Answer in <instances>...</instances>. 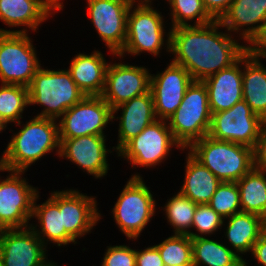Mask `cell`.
I'll return each mask as SVG.
<instances>
[{"instance_id": "12", "label": "cell", "mask_w": 266, "mask_h": 266, "mask_svg": "<svg viewBox=\"0 0 266 266\" xmlns=\"http://www.w3.org/2000/svg\"><path fill=\"white\" fill-rule=\"evenodd\" d=\"M59 138L105 135L112 120V109L101 96H85L58 120Z\"/></svg>"}, {"instance_id": "4", "label": "cell", "mask_w": 266, "mask_h": 266, "mask_svg": "<svg viewBox=\"0 0 266 266\" xmlns=\"http://www.w3.org/2000/svg\"><path fill=\"white\" fill-rule=\"evenodd\" d=\"M28 91L29 106L43 107L36 116L55 120L85 97L67 69L50 70L43 66L33 76Z\"/></svg>"}, {"instance_id": "21", "label": "cell", "mask_w": 266, "mask_h": 266, "mask_svg": "<svg viewBox=\"0 0 266 266\" xmlns=\"http://www.w3.org/2000/svg\"><path fill=\"white\" fill-rule=\"evenodd\" d=\"M211 113L232 108L243 99L242 57L232 66L203 80Z\"/></svg>"}, {"instance_id": "16", "label": "cell", "mask_w": 266, "mask_h": 266, "mask_svg": "<svg viewBox=\"0 0 266 266\" xmlns=\"http://www.w3.org/2000/svg\"><path fill=\"white\" fill-rule=\"evenodd\" d=\"M60 139V159H67L76 164L83 172L96 179L105 177L109 170L107 154L112 149L106 148V135H87L77 138Z\"/></svg>"}, {"instance_id": "44", "label": "cell", "mask_w": 266, "mask_h": 266, "mask_svg": "<svg viewBox=\"0 0 266 266\" xmlns=\"http://www.w3.org/2000/svg\"><path fill=\"white\" fill-rule=\"evenodd\" d=\"M147 3H149V4H153V0H145ZM167 1V3L170 5L171 4V2L173 1V0H166Z\"/></svg>"}, {"instance_id": "34", "label": "cell", "mask_w": 266, "mask_h": 266, "mask_svg": "<svg viewBox=\"0 0 266 266\" xmlns=\"http://www.w3.org/2000/svg\"><path fill=\"white\" fill-rule=\"evenodd\" d=\"M208 205L223 219L242 212L237 183L221 182Z\"/></svg>"}, {"instance_id": "37", "label": "cell", "mask_w": 266, "mask_h": 266, "mask_svg": "<svg viewBox=\"0 0 266 266\" xmlns=\"http://www.w3.org/2000/svg\"><path fill=\"white\" fill-rule=\"evenodd\" d=\"M247 44L246 52L251 57L259 59L262 55H266V21Z\"/></svg>"}, {"instance_id": "35", "label": "cell", "mask_w": 266, "mask_h": 266, "mask_svg": "<svg viewBox=\"0 0 266 266\" xmlns=\"http://www.w3.org/2000/svg\"><path fill=\"white\" fill-rule=\"evenodd\" d=\"M223 220L208 204H197L191 227L192 230L196 229V232L191 233V238L207 237V235L210 237L222 229Z\"/></svg>"}, {"instance_id": "18", "label": "cell", "mask_w": 266, "mask_h": 266, "mask_svg": "<svg viewBox=\"0 0 266 266\" xmlns=\"http://www.w3.org/2000/svg\"><path fill=\"white\" fill-rule=\"evenodd\" d=\"M96 198L77 189L59 191V211H62L63 226L76 242L78 238L91 233L102 217Z\"/></svg>"}, {"instance_id": "40", "label": "cell", "mask_w": 266, "mask_h": 266, "mask_svg": "<svg viewBox=\"0 0 266 266\" xmlns=\"http://www.w3.org/2000/svg\"><path fill=\"white\" fill-rule=\"evenodd\" d=\"M208 13L215 19L219 20L228 10L233 0H202Z\"/></svg>"}, {"instance_id": "23", "label": "cell", "mask_w": 266, "mask_h": 266, "mask_svg": "<svg viewBox=\"0 0 266 266\" xmlns=\"http://www.w3.org/2000/svg\"><path fill=\"white\" fill-rule=\"evenodd\" d=\"M52 15L42 0H0V20L10 28L25 27L21 30L0 28V33H28L30 30L37 33L42 22L53 18Z\"/></svg>"}, {"instance_id": "30", "label": "cell", "mask_w": 266, "mask_h": 266, "mask_svg": "<svg viewBox=\"0 0 266 266\" xmlns=\"http://www.w3.org/2000/svg\"><path fill=\"white\" fill-rule=\"evenodd\" d=\"M0 120L6 124L21 126L22 114L29 106L28 87L0 84Z\"/></svg>"}, {"instance_id": "29", "label": "cell", "mask_w": 266, "mask_h": 266, "mask_svg": "<svg viewBox=\"0 0 266 266\" xmlns=\"http://www.w3.org/2000/svg\"><path fill=\"white\" fill-rule=\"evenodd\" d=\"M241 211L266 218V172L253 168L237 182Z\"/></svg>"}, {"instance_id": "28", "label": "cell", "mask_w": 266, "mask_h": 266, "mask_svg": "<svg viewBox=\"0 0 266 266\" xmlns=\"http://www.w3.org/2000/svg\"><path fill=\"white\" fill-rule=\"evenodd\" d=\"M194 266H247L228 245L208 237L191 238Z\"/></svg>"}, {"instance_id": "31", "label": "cell", "mask_w": 266, "mask_h": 266, "mask_svg": "<svg viewBox=\"0 0 266 266\" xmlns=\"http://www.w3.org/2000/svg\"><path fill=\"white\" fill-rule=\"evenodd\" d=\"M161 208L165 212L167 223L174 229L173 234L188 235L191 238L197 204L178 191Z\"/></svg>"}, {"instance_id": "25", "label": "cell", "mask_w": 266, "mask_h": 266, "mask_svg": "<svg viewBox=\"0 0 266 266\" xmlns=\"http://www.w3.org/2000/svg\"><path fill=\"white\" fill-rule=\"evenodd\" d=\"M227 222V224H226ZM229 248L243 260V254L252 252L264 230V219L256 214L240 212L223 220Z\"/></svg>"}, {"instance_id": "43", "label": "cell", "mask_w": 266, "mask_h": 266, "mask_svg": "<svg viewBox=\"0 0 266 266\" xmlns=\"http://www.w3.org/2000/svg\"><path fill=\"white\" fill-rule=\"evenodd\" d=\"M7 128L6 124L3 123L1 120H0V133L5 131Z\"/></svg>"}, {"instance_id": "33", "label": "cell", "mask_w": 266, "mask_h": 266, "mask_svg": "<svg viewBox=\"0 0 266 266\" xmlns=\"http://www.w3.org/2000/svg\"><path fill=\"white\" fill-rule=\"evenodd\" d=\"M155 246L164 266H194L192 243L188 235L173 234Z\"/></svg>"}, {"instance_id": "1", "label": "cell", "mask_w": 266, "mask_h": 266, "mask_svg": "<svg viewBox=\"0 0 266 266\" xmlns=\"http://www.w3.org/2000/svg\"><path fill=\"white\" fill-rule=\"evenodd\" d=\"M220 28L224 29L218 20L171 28L170 61L184 67L193 81H203L232 66L246 53V44L240 45V39Z\"/></svg>"}, {"instance_id": "22", "label": "cell", "mask_w": 266, "mask_h": 266, "mask_svg": "<svg viewBox=\"0 0 266 266\" xmlns=\"http://www.w3.org/2000/svg\"><path fill=\"white\" fill-rule=\"evenodd\" d=\"M218 21L231 34H239L236 37L248 43L266 21V0H233Z\"/></svg>"}, {"instance_id": "17", "label": "cell", "mask_w": 266, "mask_h": 266, "mask_svg": "<svg viewBox=\"0 0 266 266\" xmlns=\"http://www.w3.org/2000/svg\"><path fill=\"white\" fill-rule=\"evenodd\" d=\"M192 82L189 72L173 62L163 71L151 74L150 91L157 119L167 120L176 111Z\"/></svg>"}, {"instance_id": "2", "label": "cell", "mask_w": 266, "mask_h": 266, "mask_svg": "<svg viewBox=\"0 0 266 266\" xmlns=\"http://www.w3.org/2000/svg\"><path fill=\"white\" fill-rule=\"evenodd\" d=\"M22 126L18 133H13L10 137V142L0 157V167L5 170L26 172L33 163L41 160L49 152L54 151L59 156L57 120L34 116Z\"/></svg>"}, {"instance_id": "10", "label": "cell", "mask_w": 266, "mask_h": 266, "mask_svg": "<svg viewBox=\"0 0 266 266\" xmlns=\"http://www.w3.org/2000/svg\"><path fill=\"white\" fill-rule=\"evenodd\" d=\"M0 172L9 173L5 179L0 175V230L29 227L38 187L28 184L25 171L0 167Z\"/></svg>"}, {"instance_id": "45", "label": "cell", "mask_w": 266, "mask_h": 266, "mask_svg": "<svg viewBox=\"0 0 266 266\" xmlns=\"http://www.w3.org/2000/svg\"><path fill=\"white\" fill-rule=\"evenodd\" d=\"M58 263L53 262V260L46 266H58ZM60 266V265H59Z\"/></svg>"}, {"instance_id": "13", "label": "cell", "mask_w": 266, "mask_h": 266, "mask_svg": "<svg viewBox=\"0 0 266 266\" xmlns=\"http://www.w3.org/2000/svg\"><path fill=\"white\" fill-rule=\"evenodd\" d=\"M87 16L110 54L118 55L126 41L127 15L134 0H86Z\"/></svg>"}, {"instance_id": "7", "label": "cell", "mask_w": 266, "mask_h": 266, "mask_svg": "<svg viewBox=\"0 0 266 266\" xmlns=\"http://www.w3.org/2000/svg\"><path fill=\"white\" fill-rule=\"evenodd\" d=\"M139 173L132 174L112 208L119 231L128 240H137L156 214L157 202Z\"/></svg>"}, {"instance_id": "38", "label": "cell", "mask_w": 266, "mask_h": 266, "mask_svg": "<svg viewBox=\"0 0 266 266\" xmlns=\"http://www.w3.org/2000/svg\"><path fill=\"white\" fill-rule=\"evenodd\" d=\"M136 250V266H164L160 252L155 245Z\"/></svg>"}, {"instance_id": "46", "label": "cell", "mask_w": 266, "mask_h": 266, "mask_svg": "<svg viewBox=\"0 0 266 266\" xmlns=\"http://www.w3.org/2000/svg\"><path fill=\"white\" fill-rule=\"evenodd\" d=\"M264 230L266 232V218L264 219Z\"/></svg>"}, {"instance_id": "20", "label": "cell", "mask_w": 266, "mask_h": 266, "mask_svg": "<svg viewBox=\"0 0 266 266\" xmlns=\"http://www.w3.org/2000/svg\"><path fill=\"white\" fill-rule=\"evenodd\" d=\"M50 194L42 204H37L40 196L39 193L36 195L31 219L35 218L38 223H30L31 229L46 247L48 242L53 243V246L57 244L56 247L77 244L63 226L62 211H59V191H52Z\"/></svg>"}, {"instance_id": "41", "label": "cell", "mask_w": 266, "mask_h": 266, "mask_svg": "<svg viewBox=\"0 0 266 266\" xmlns=\"http://www.w3.org/2000/svg\"><path fill=\"white\" fill-rule=\"evenodd\" d=\"M251 256H253L257 260L259 265L266 266V232L265 231L259 237L257 242L253 245Z\"/></svg>"}, {"instance_id": "5", "label": "cell", "mask_w": 266, "mask_h": 266, "mask_svg": "<svg viewBox=\"0 0 266 266\" xmlns=\"http://www.w3.org/2000/svg\"><path fill=\"white\" fill-rule=\"evenodd\" d=\"M186 151L221 182H237L254 168L251 147L215 140L208 135L194 142Z\"/></svg>"}, {"instance_id": "19", "label": "cell", "mask_w": 266, "mask_h": 266, "mask_svg": "<svg viewBox=\"0 0 266 266\" xmlns=\"http://www.w3.org/2000/svg\"><path fill=\"white\" fill-rule=\"evenodd\" d=\"M118 111H120V116ZM116 113L118 116H116ZM116 119L119 120V128L117 145L112 146L114 152H118L128 141L138 136L146 126L157 120L151 91L134 97L114 108L112 110V120Z\"/></svg>"}, {"instance_id": "11", "label": "cell", "mask_w": 266, "mask_h": 266, "mask_svg": "<svg viewBox=\"0 0 266 266\" xmlns=\"http://www.w3.org/2000/svg\"><path fill=\"white\" fill-rule=\"evenodd\" d=\"M265 121L242 99L232 108L212 113L208 136L254 148Z\"/></svg>"}, {"instance_id": "39", "label": "cell", "mask_w": 266, "mask_h": 266, "mask_svg": "<svg viewBox=\"0 0 266 266\" xmlns=\"http://www.w3.org/2000/svg\"><path fill=\"white\" fill-rule=\"evenodd\" d=\"M254 168L266 171V122L253 148Z\"/></svg>"}, {"instance_id": "26", "label": "cell", "mask_w": 266, "mask_h": 266, "mask_svg": "<svg viewBox=\"0 0 266 266\" xmlns=\"http://www.w3.org/2000/svg\"><path fill=\"white\" fill-rule=\"evenodd\" d=\"M243 100L266 122V67L247 52L242 56Z\"/></svg>"}, {"instance_id": "32", "label": "cell", "mask_w": 266, "mask_h": 266, "mask_svg": "<svg viewBox=\"0 0 266 266\" xmlns=\"http://www.w3.org/2000/svg\"><path fill=\"white\" fill-rule=\"evenodd\" d=\"M169 6L170 24H172L170 29L179 26L205 25L215 21L202 0H173ZM192 21L194 23L191 24Z\"/></svg>"}, {"instance_id": "6", "label": "cell", "mask_w": 266, "mask_h": 266, "mask_svg": "<svg viewBox=\"0 0 266 266\" xmlns=\"http://www.w3.org/2000/svg\"><path fill=\"white\" fill-rule=\"evenodd\" d=\"M212 113L203 81H193L180 106L167 119L173 138L183 150L208 135Z\"/></svg>"}, {"instance_id": "42", "label": "cell", "mask_w": 266, "mask_h": 266, "mask_svg": "<svg viewBox=\"0 0 266 266\" xmlns=\"http://www.w3.org/2000/svg\"><path fill=\"white\" fill-rule=\"evenodd\" d=\"M63 0H42L43 5L53 14L60 12L64 9Z\"/></svg>"}, {"instance_id": "9", "label": "cell", "mask_w": 266, "mask_h": 266, "mask_svg": "<svg viewBox=\"0 0 266 266\" xmlns=\"http://www.w3.org/2000/svg\"><path fill=\"white\" fill-rule=\"evenodd\" d=\"M172 147L184 151L173 138L167 120L157 119L128 141L116 154L129 162L132 169L136 166L152 168L166 161Z\"/></svg>"}, {"instance_id": "8", "label": "cell", "mask_w": 266, "mask_h": 266, "mask_svg": "<svg viewBox=\"0 0 266 266\" xmlns=\"http://www.w3.org/2000/svg\"><path fill=\"white\" fill-rule=\"evenodd\" d=\"M29 33H0V83L29 87L41 68Z\"/></svg>"}, {"instance_id": "3", "label": "cell", "mask_w": 266, "mask_h": 266, "mask_svg": "<svg viewBox=\"0 0 266 266\" xmlns=\"http://www.w3.org/2000/svg\"><path fill=\"white\" fill-rule=\"evenodd\" d=\"M161 13L145 0L133 1L127 15L126 41L116 55L118 59L127 54L136 57L143 52L157 57L162 49L170 53V28L165 32L166 22Z\"/></svg>"}, {"instance_id": "14", "label": "cell", "mask_w": 266, "mask_h": 266, "mask_svg": "<svg viewBox=\"0 0 266 266\" xmlns=\"http://www.w3.org/2000/svg\"><path fill=\"white\" fill-rule=\"evenodd\" d=\"M151 73L145 66L109 62L101 97L113 110L120 104L150 91Z\"/></svg>"}, {"instance_id": "27", "label": "cell", "mask_w": 266, "mask_h": 266, "mask_svg": "<svg viewBox=\"0 0 266 266\" xmlns=\"http://www.w3.org/2000/svg\"><path fill=\"white\" fill-rule=\"evenodd\" d=\"M185 161V178L179 192L196 204H208L221 181L189 152Z\"/></svg>"}, {"instance_id": "47", "label": "cell", "mask_w": 266, "mask_h": 266, "mask_svg": "<svg viewBox=\"0 0 266 266\" xmlns=\"http://www.w3.org/2000/svg\"><path fill=\"white\" fill-rule=\"evenodd\" d=\"M262 58L266 60V55H262L259 59L262 60Z\"/></svg>"}, {"instance_id": "24", "label": "cell", "mask_w": 266, "mask_h": 266, "mask_svg": "<svg viewBox=\"0 0 266 266\" xmlns=\"http://www.w3.org/2000/svg\"><path fill=\"white\" fill-rule=\"evenodd\" d=\"M99 50L91 54L77 53L67 70L85 96H101L104 87L108 61Z\"/></svg>"}, {"instance_id": "36", "label": "cell", "mask_w": 266, "mask_h": 266, "mask_svg": "<svg viewBox=\"0 0 266 266\" xmlns=\"http://www.w3.org/2000/svg\"><path fill=\"white\" fill-rule=\"evenodd\" d=\"M101 266H136V249L127 245L106 247Z\"/></svg>"}, {"instance_id": "15", "label": "cell", "mask_w": 266, "mask_h": 266, "mask_svg": "<svg viewBox=\"0 0 266 266\" xmlns=\"http://www.w3.org/2000/svg\"><path fill=\"white\" fill-rule=\"evenodd\" d=\"M47 251L30 226L0 230L2 266H46L52 261L48 259Z\"/></svg>"}]
</instances>
